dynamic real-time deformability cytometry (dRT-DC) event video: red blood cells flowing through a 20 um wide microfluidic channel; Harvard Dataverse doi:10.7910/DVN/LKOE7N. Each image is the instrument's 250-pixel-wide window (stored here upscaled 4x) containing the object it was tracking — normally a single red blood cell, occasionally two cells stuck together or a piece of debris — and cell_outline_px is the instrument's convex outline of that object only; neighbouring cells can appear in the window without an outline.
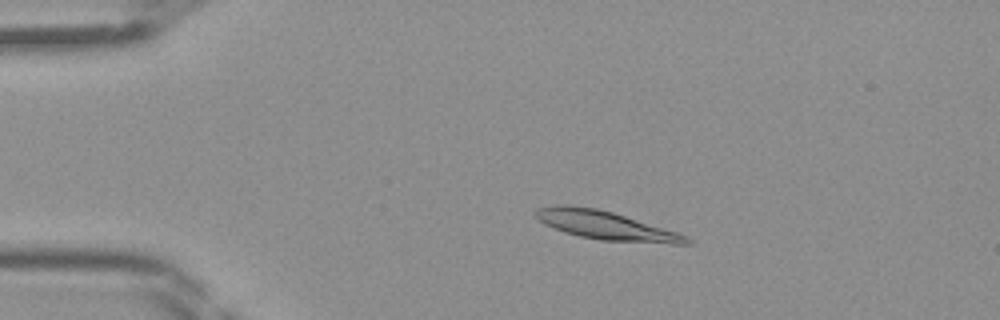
{"species": "Egyptian fruit bat (a non-hibernating species)", "species_latin": "Rousettus aegyptiacus", "temperature_condition": "room temperature", "stored_images_in_passage": 45, "camera_frame_rate_fps": 3000, "um_per_image_px": 0.085, "frame": {"image": 1, "passage_image": 9, "time_ms": 2.667, "image_size_px": [1000, 320], "cell_outline_px": [[692, 244], [672, 244], [600, 240], [580, 236], [564, 232], [544, 224], [536, 216], [536, 208], [556, 204], [572, 204], [596, 208], [612, 212], [676, 232], [688, 236], [692, 240]], "centroid_in_image_um": [51.48, 19.15], "position_along_channel_um": 33.5, "area_um2": 25.09}}
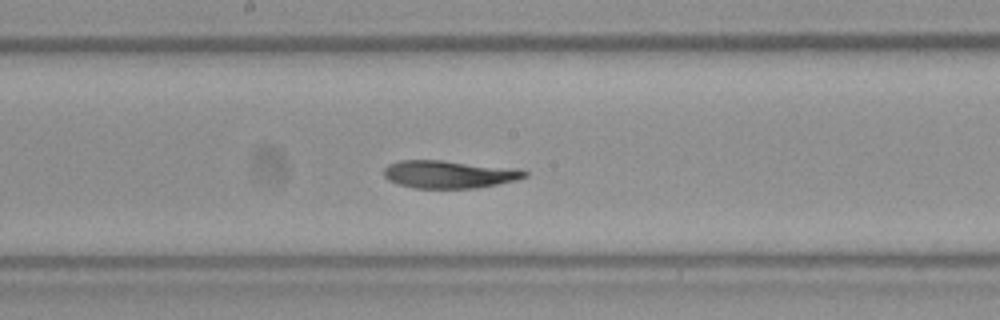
{"frame": {"image": 2, "passage_image": 24, "time_ms": 7.667, "image_size_px": [1000, 320], "cell_outline_px": [[528, 176], [516, 180], [476, 188], [416, 188], [396, 184], [388, 180], [384, 176], [384, 168], [388, 164], [400, 160], [440, 160], [520, 168], [528, 172]], "centroid_in_image_um": [38.18, 14.81], "position_along_channel_um": 210.0, "area_um2": 22.95}}
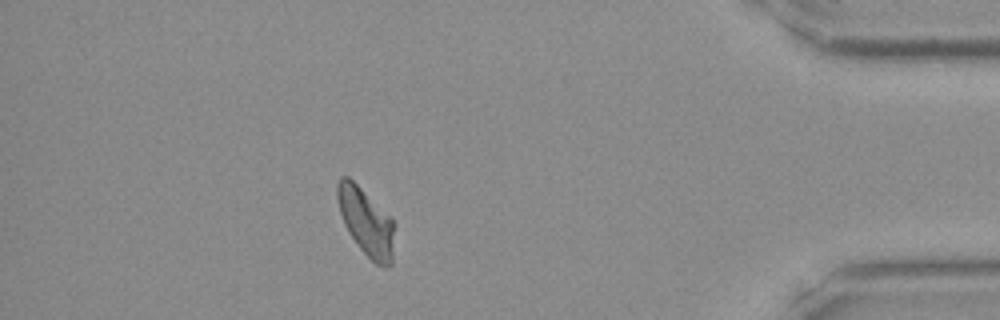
{"frame": {"image": 3, "passage_image": 40, "time_ms": 13.0, "image_size_px": [1000, 320], "cell_outline_px": [[396, 224], [392, 264], [388, 268], [384, 268], [376, 264], [360, 248], [348, 232], [344, 224], [340, 212], [336, 196], [336, 184], [340, 176], [348, 176]], "centroid_in_image_um": [31.13, 18.9], "position_along_channel_um": 404.1, "area_um2": 22.31}}